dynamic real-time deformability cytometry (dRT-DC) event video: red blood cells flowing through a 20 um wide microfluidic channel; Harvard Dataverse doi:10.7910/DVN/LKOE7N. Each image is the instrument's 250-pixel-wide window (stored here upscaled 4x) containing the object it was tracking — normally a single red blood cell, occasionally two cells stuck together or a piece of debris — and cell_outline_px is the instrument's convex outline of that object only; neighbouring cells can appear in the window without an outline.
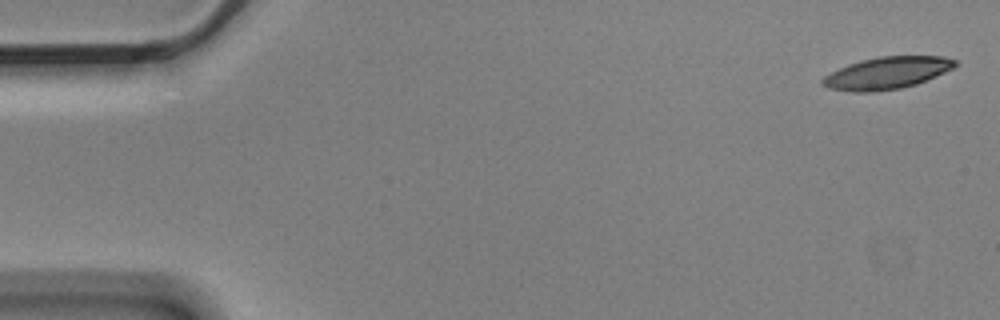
{"species": "Egyptian fruit bat (a non-hibernating species)", "species_latin": "Rousettus aegyptiacus", "temperature_condition": "cold", "stored_images_in_passage": 6, "segment_of_instrument_passage": [1, 2], "camera_frame_rate_fps": 3000, "um_per_image_px": 0.085, "animal": {"sex": "male"}, "frame": {"image": 1, "passage_image": 1, "time_ms": 0.0, "image_size_px": [1000, 320], "cell_outline_px": [[960, 64], [944, 72], [916, 84], [900, 88], [876, 92], [852, 92], [828, 88], [820, 84], [820, 80], [824, 76], [848, 64], [880, 56], [944, 56], [956, 60]], "centroid_in_image_um": [75.38, 6.21], "position_along_channel_um": 9.6, "area_um2": 24.74}}
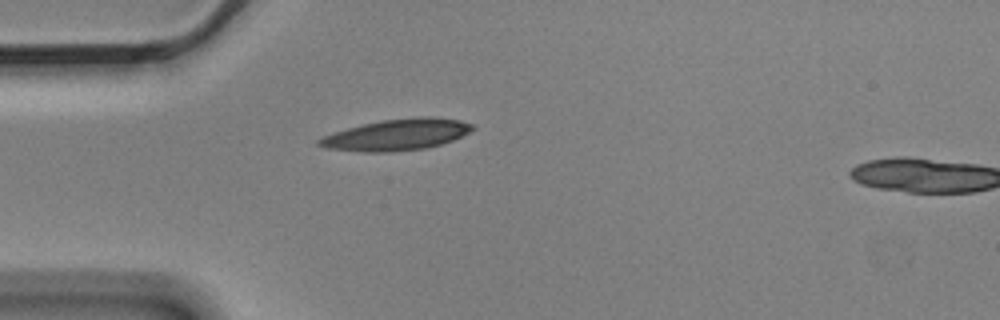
{"frame": {"image": 2, "passage_image": 5, "time_ms": 1.333, "image_size_px": [1000, 320], "cell_outline_px": [[476, 128], [452, 140], [428, 148], [392, 152], [364, 152], [328, 148], [316, 144], [316, 140], [324, 136], [348, 128], [364, 124], [384, 120], [420, 116], [436, 116], [460, 120], [472, 124]], "centroid_in_image_um": [33.76, 11.45], "position_along_channel_um": 51.2, "area_um2": 27.8}}